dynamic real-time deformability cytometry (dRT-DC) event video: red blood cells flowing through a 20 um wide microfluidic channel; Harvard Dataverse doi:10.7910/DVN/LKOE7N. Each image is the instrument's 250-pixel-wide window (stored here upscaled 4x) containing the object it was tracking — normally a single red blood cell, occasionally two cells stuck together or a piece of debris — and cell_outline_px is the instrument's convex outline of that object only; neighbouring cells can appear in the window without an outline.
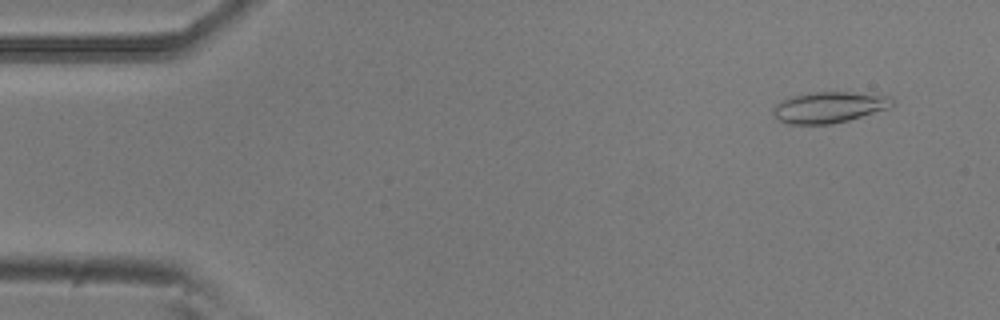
{"species": "common noctule bat (a hibernating species)", "species_latin": "Nyctalus noctula", "temperature_condition": "room temperature", "stored_images_in_passage": 53, "camera_frame_rate_fps": 3000, "um_per_image_px": 0.085, "animal": {"sex": "male", "body_mass_g": 20.5, "forearm_length_mm": 52.5}, "frame": {"image": 1, "passage_image": 4, "time_ms": 1.0, "image_size_px": [1000, 320], "cell_outline_px": [[892, 104], [888, 108], [848, 120], [832, 124], [788, 124], [776, 120], [772, 112], [772, 108], [780, 100], [792, 96], [816, 92], [848, 92], [892, 96]], "centroid_in_image_um": [70.4, 9.12], "position_along_channel_um": 14.6, "area_um2": 21.5}}
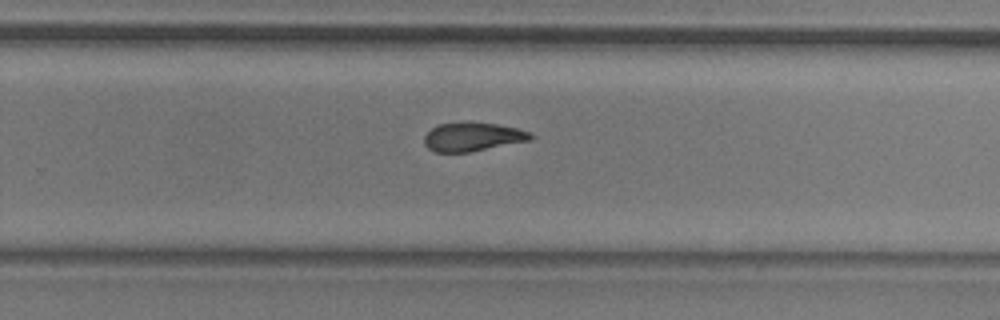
{"frame": {"image": 2, "passage_image": 34, "time_ms": 11.0, "image_size_px": [1000, 320], "cell_outline_px": [[532, 136], [528, 140], [468, 152], [436, 152], [428, 148], [424, 144], [424, 136], [436, 124], [468, 120], [472, 120], [496, 124], [516, 128], [532, 132]], "centroid_in_image_um": [40.11, 11.59], "position_along_channel_um": 289.7, "area_um2": 17.98}}
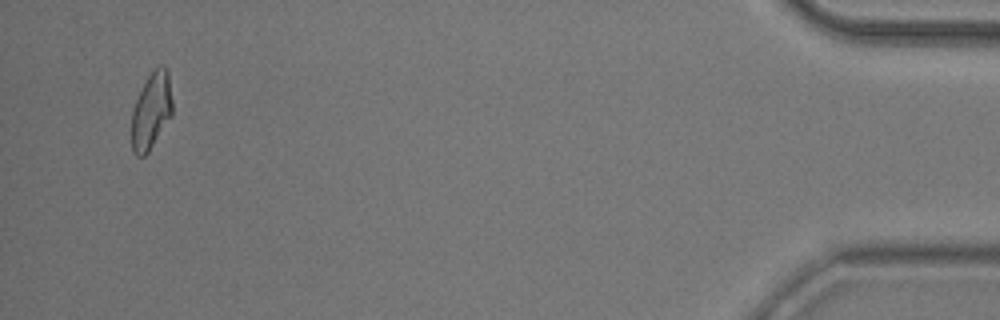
{"frame": {"image": 3, "passage_image": 51, "time_ms": 16.667, "image_size_px": [1000, 320], "cell_outline_px": [[172, 116], [148, 152], [144, 156], [136, 156], [132, 152], [132, 108], [148, 76], [160, 64], [164, 64], [168, 68], [172, 100]], "centroid_in_image_um": [12.88, 9.41], "position_along_channel_um": 422.3, "area_um2": 18.26}, "authors_computed_cell_mechanics": {"area_um2": 18.785, "velocity_mm_per_s": 3.7897, "shape_relaxation_time_tau1_ms": 6.7701, "shape_relaxation_time_tau2_ms": 3.8583, "deformation_change_tau1": 0.1887, "deformation_change_tau2": 0.1223}}